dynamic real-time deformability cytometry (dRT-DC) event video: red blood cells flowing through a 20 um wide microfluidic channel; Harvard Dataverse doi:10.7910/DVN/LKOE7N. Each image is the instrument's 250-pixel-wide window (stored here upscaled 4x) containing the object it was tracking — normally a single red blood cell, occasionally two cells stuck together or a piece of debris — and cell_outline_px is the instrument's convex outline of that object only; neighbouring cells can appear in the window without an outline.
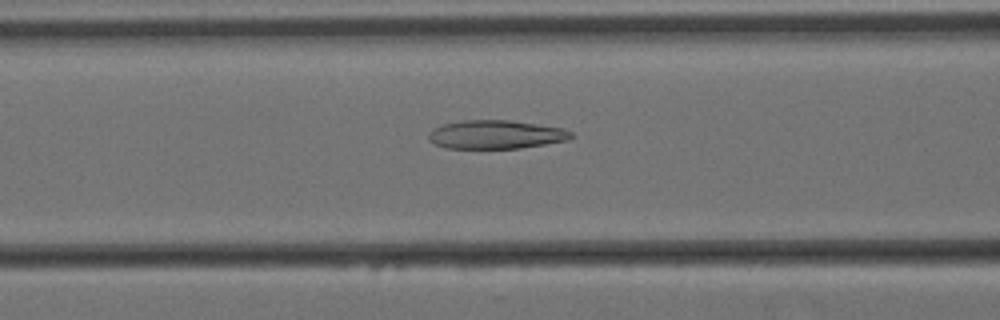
{"species": "Egyptian fruit bat (a non-hibernating species)", "species_latin": "Rousettus aegyptiacus", "temperature_condition": "cold", "stored_images_in_passage": 12, "camera_frame_rate_fps": 3000, "um_per_image_px": 0.085, "animal": {"sex": "female"}, "frame": {"image": 1, "passage_image": 10, "time_ms": 3.0, "image_size_px": [1000, 320], "cell_outline_px": [[572, 136], [568, 140], [520, 148], [444, 148], [428, 140], [428, 132], [432, 128], [444, 124], [460, 120], [508, 120], [564, 128], [572, 132]], "centroid_in_image_um": [42.11, 11.43], "position_along_channel_um": 124.5, "area_um2": 23.76}}